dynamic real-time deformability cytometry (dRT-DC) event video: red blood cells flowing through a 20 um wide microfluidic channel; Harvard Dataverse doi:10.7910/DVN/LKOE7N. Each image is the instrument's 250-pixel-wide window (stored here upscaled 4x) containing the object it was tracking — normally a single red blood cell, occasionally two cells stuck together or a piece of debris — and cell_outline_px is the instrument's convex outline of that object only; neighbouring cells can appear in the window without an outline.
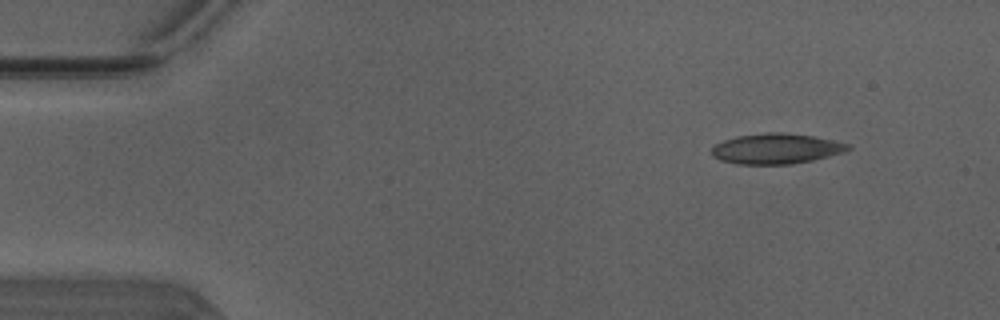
{"species": "Egyptian fruit bat (a non-hibernating species)", "species_latin": "Rousettus aegyptiacus", "temperature_condition": "warm", "stored_images_in_passage": 46, "camera_frame_rate_fps": 3000, "um_per_image_px": 0.085, "animal": {"sex": "male"}, "frame": {"image": 1, "passage_image": 1, "time_ms": 0.0, "image_size_px": [1000, 320], "cell_outline_px": [[852, 148], [848, 152], [812, 160], [788, 164], [736, 164], [720, 160], [712, 156], [712, 148], [716, 144], [724, 140], [736, 136], [768, 132], [784, 132], [812, 136], [832, 140], [848, 144]], "centroid_in_image_um": [65.99, 12.64], "position_along_channel_um": 19.0, "area_um2": 24.16}}
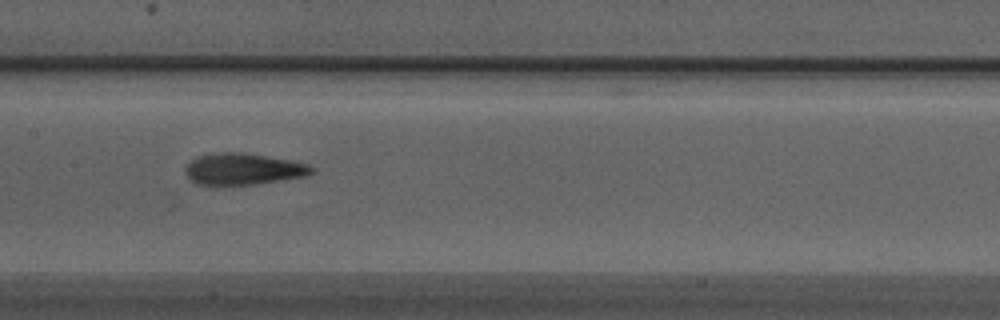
{"frame": {"image": 2, "passage_image": 20, "time_ms": 6.333, "image_size_px": [1000, 320], "cell_outline_px": [[316, 172], [304, 176], [252, 184], [200, 184], [192, 180], [184, 172], [184, 168], [196, 156], [220, 152], [244, 152], [288, 160], [308, 164], [316, 168]], "centroid_in_image_um": [20.68, 14.35], "position_along_channel_um": 186.7, "area_um2": 22.83}}
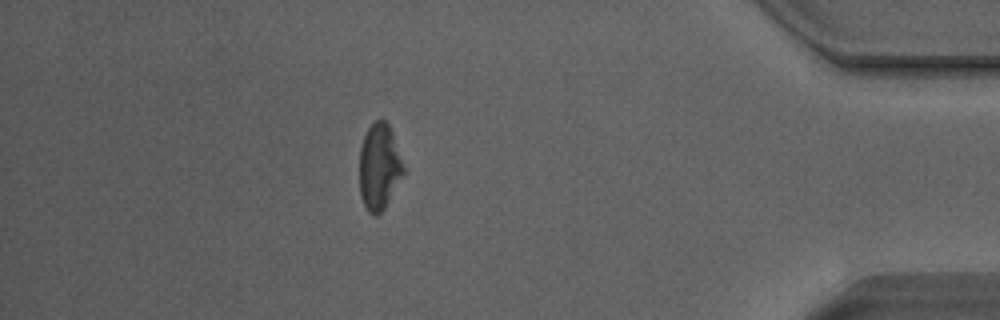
{"frame": {"image": 3, "passage_image": 39, "time_ms": 12.667, "image_size_px": [1000, 320], "cell_outline_px": [[404, 172], [384, 208], [376, 216], [368, 212], [360, 196], [360, 148], [364, 136], [368, 128], [376, 120], [384, 120], [388, 124], [392, 132], [404, 168]], "centroid_in_image_um": [32.21, 14.18], "position_along_channel_um": 403.0, "area_um2": 21.62}, "authors_computed_cell_mechanics": {"area_um2": 23.0333, "velocity_mm_per_s": 4.1281, "shape_relaxation_time_tau1_ms": null, "shape_relaxation_time_tau2_ms": 2.9792, "deformation_change_tau1": null, "deformation_change_tau2": 0.1215}}